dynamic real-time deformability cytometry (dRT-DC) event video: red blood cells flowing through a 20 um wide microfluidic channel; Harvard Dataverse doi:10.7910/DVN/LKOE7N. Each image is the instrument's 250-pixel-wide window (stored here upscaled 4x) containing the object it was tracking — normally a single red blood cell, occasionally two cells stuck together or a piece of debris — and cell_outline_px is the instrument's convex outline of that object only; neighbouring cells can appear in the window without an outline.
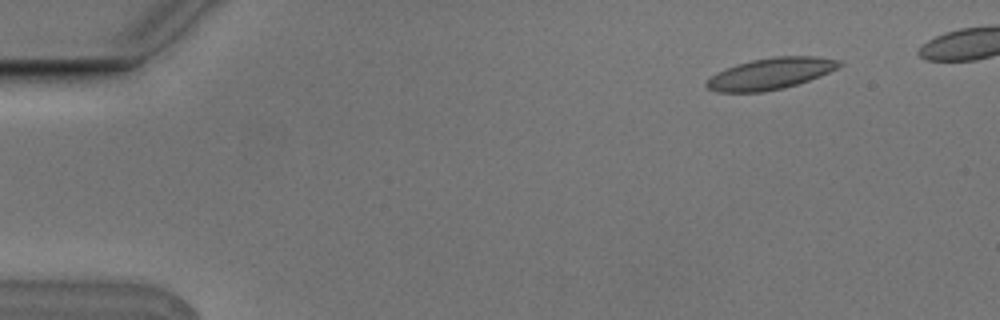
{"species": "Egyptian fruit bat (a non-hibernating species)", "species_latin": "Rousettus aegyptiacus", "temperature_condition": "cold", "stored_images_in_passage": 5, "camera_frame_rate_fps": 3000, "um_per_image_px": 0.085, "animal": {"sex": "male"}, "frame": {"image": 1, "passage_image": 5, "time_ms": 1.333, "image_size_px": [1000, 320], "cell_outline_px": [[844, 64], [820, 76], [784, 88], [764, 92], [716, 92], [708, 88], [704, 84], [716, 72], [736, 64], [752, 60], [776, 56], [816, 56], [840, 60]], "centroid_in_image_um": [65.49, 6.26], "position_along_channel_um": 19.5, "area_um2": 24.22}}